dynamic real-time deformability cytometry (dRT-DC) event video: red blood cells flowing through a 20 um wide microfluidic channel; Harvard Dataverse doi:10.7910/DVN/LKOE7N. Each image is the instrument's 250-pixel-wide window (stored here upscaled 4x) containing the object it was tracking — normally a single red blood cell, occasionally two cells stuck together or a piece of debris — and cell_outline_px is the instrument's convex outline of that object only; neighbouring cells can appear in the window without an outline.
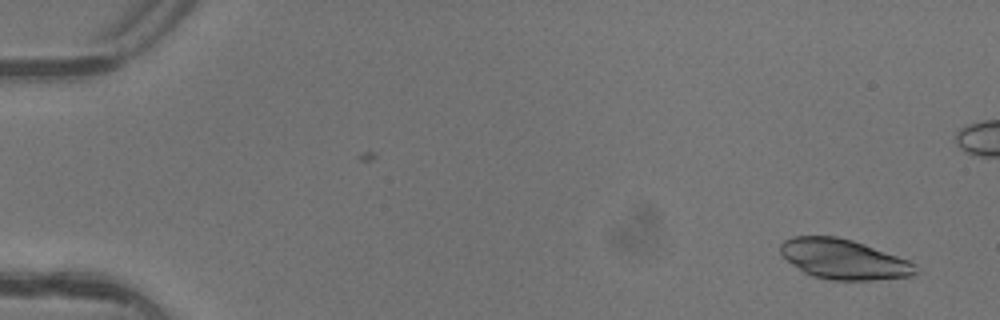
{"species": "common noctule bat (a hibernating species)", "species_latin": "Nyctalus noctula", "temperature_condition": "warm", "stored_images_in_passage": 3, "camera_frame_rate_fps": 3000, "um_per_image_px": 0.085, "animal": {"sex": "female"}, "frame": {"image": 1, "passage_image": 3, "time_ms": 0.667, "image_size_px": [1000, 320], "cell_outline_px": [[916, 272], [912, 276], [872, 280], [832, 280], [812, 276], [804, 272], [792, 264], [780, 252], [780, 244], [784, 240], [792, 236], [836, 236], [852, 240], [864, 244], [908, 260], [916, 264]], "centroid_in_image_um": [71.7, 22.03], "position_along_channel_um": 13.3, "area_um2": 31.27}}